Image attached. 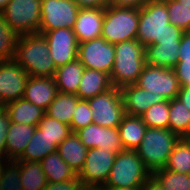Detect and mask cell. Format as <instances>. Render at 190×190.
<instances>
[{"label": "cell", "instance_id": "6da1fadb", "mask_svg": "<svg viewBox=\"0 0 190 190\" xmlns=\"http://www.w3.org/2000/svg\"><path fill=\"white\" fill-rule=\"evenodd\" d=\"M184 31L169 21L163 0H149L140 7L137 40L145 47L158 42H181Z\"/></svg>", "mask_w": 190, "mask_h": 190}, {"label": "cell", "instance_id": "7a4b0ae2", "mask_svg": "<svg viewBox=\"0 0 190 190\" xmlns=\"http://www.w3.org/2000/svg\"><path fill=\"white\" fill-rule=\"evenodd\" d=\"M13 60L32 77H54L57 69L42 33L19 35Z\"/></svg>", "mask_w": 190, "mask_h": 190}, {"label": "cell", "instance_id": "3957f363", "mask_svg": "<svg viewBox=\"0 0 190 190\" xmlns=\"http://www.w3.org/2000/svg\"><path fill=\"white\" fill-rule=\"evenodd\" d=\"M115 59L110 74L112 86L135 84L146 64L145 46L137 39L114 44Z\"/></svg>", "mask_w": 190, "mask_h": 190}, {"label": "cell", "instance_id": "277c9868", "mask_svg": "<svg viewBox=\"0 0 190 190\" xmlns=\"http://www.w3.org/2000/svg\"><path fill=\"white\" fill-rule=\"evenodd\" d=\"M180 138L170 129L147 128L135 151L152 174L166 166L169 155Z\"/></svg>", "mask_w": 190, "mask_h": 190}, {"label": "cell", "instance_id": "5b68a950", "mask_svg": "<svg viewBox=\"0 0 190 190\" xmlns=\"http://www.w3.org/2000/svg\"><path fill=\"white\" fill-rule=\"evenodd\" d=\"M151 175L135 150L124 149L116 154L114 164L104 186L132 189L141 188Z\"/></svg>", "mask_w": 190, "mask_h": 190}, {"label": "cell", "instance_id": "8992f818", "mask_svg": "<svg viewBox=\"0 0 190 190\" xmlns=\"http://www.w3.org/2000/svg\"><path fill=\"white\" fill-rule=\"evenodd\" d=\"M139 16L140 8L108 5L104 8L101 37L111 44L137 39Z\"/></svg>", "mask_w": 190, "mask_h": 190}, {"label": "cell", "instance_id": "52a82bcc", "mask_svg": "<svg viewBox=\"0 0 190 190\" xmlns=\"http://www.w3.org/2000/svg\"><path fill=\"white\" fill-rule=\"evenodd\" d=\"M41 5L42 0H10L1 13L18 35L39 33Z\"/></svg>", "mask_w": 190, "mask_h": 190}, {"label": "cell", "instance_id": "ba28073f", "mask_svg": "<svg viewBox=\"0 0 190 190\" xmlns=\"http://www.w3.org/2000/svg\"><path fill=\"white\" fill-rule=\"evenodd\" d=\"M94 124L106 128H118L126 115L120 88L111 89L88 99Z\"/></svg>", "mask_w": 190, "mask_h": 190}, {"label": "cell", "instance_id": "9c48e42d", "mask_svg": "<svg viewBox=\"0 0 190 190\" xmlns=\"http://www.w3.org/2000/svg\"><path fill=\"white\" fill-rule=\"evenodd\" d=\"M135 84L168 101L177 98L181 88L174 69L151 65L144 67Z\"/></svg>", "mask_w": 190, "mask_h": 190}, {"label": "cell", "instance_id": "30bf717a", "mask_svg": "<svg viewBox=\"0 0 190 190\" xmlns=\"http://www.w3.org/2000/svg\"><path fill=\"white\" fill-rule=\"evenodd\" d=\"M116 154L103 148L88 149L84 166L77 177L89 190L104 186L114 164Z\"/></svg>", "mask_w": 190, "mask_h": 190}, {"label": "cell", "instance_id": "8fae6325", "mask_svg": "<svg viewBox=\"0 0 190 190\" xmlns=\"http://www.w3.org/2000/svg\"><path fill=\"white\" fill-rule=\"evenodd\" d=\"M79 9L74 0H42L39 31L73 29Z\"/></svg>", "mask_w": 190, "mask_h": 190}, {"label": "cell", "instance_id": "7c38bea8", "mask_svg": "<svg viewBox=\"0 0 190 190\" xmlns=\"http://www.w3.org/2000/svg\"><path fill=\"white\" fill-rule=\"evenodd\" d=\"M77 59L87 69L110 75L115 59L114 44L107 42L103 37L79 43Z\"/></svg>", "mask_w": 190, "mask_h": 190}, {"label": "cell", "instance_id": "4fadbf2b", "mask_svg": "<svg viewBox=\"0 0 190 190\" xmlns=\"http://www.w3.org/2000/svg\"><path fill=\"white\" fill-rule=\"evenodd\" d=\"M29 77L13 59L0 61V107L23 98Z\"/></svg>", "mask_w": 190, "mask_h": 190}, {"label": "cell", "instance_id": "5bb4252c", "mask_svg": "<svg viewBox=\"0 0 190 190\" xmlns=\"http://www.w3.org/2000/svg\"><path fill=\"white\" fill-rule=\"evenodd\" d=\"M7 165L10 190H43L48 184L40 162L14 160Z\"/></svg>", "mask_w": 190, "mask_h": 190}, {"label": "cell", "instance_id": "9a60e30c", "mask_svg": "<svg viewBox=\"0 0 190 190\" xmlns=\"http://www.w3.org/2000/svg\"><path fill=\"white\" fill-rule=\"evenodd\" d=\"M42 33L50 49V58L58 68L77 59L78 41L71 28H59Z\"/></svg>", "mask_w": 190, "mask_h": 190}, {"label": "cell", "instance_id": "2e32d148", "mask_svg": "<svg viewBox=\"0 0 190 190\" xmlns=\"http://www.w3.org/2000/svg\"><path fill=\"white\" fill-rule=\"evenodd\" d=\"M104 8H80L73 31L78 43L101 37Z\"/></svg>", "mask_w": 190, "mask_h": 190}, {"label": "cell", "instance_id": "e0dca14e", "mask_svg": "<svg viewBox=\"0 0 190 190\" xmlns=\"http://www.w3.org/2000/svg\"><path fill=\"white\" fill-rule=\"evenodd\" d=\"M120 92L126 114L131 116L140 117L152 105L165 100L161 95H154L153 92L146 91L136 84L124 86L120 88Z\"/></svg>", "mask_w": 190, "mask_h": 190}, {"label": "cell", "instance_id": "ac0fdd59", "mask_svg": "<svg viewBox=\"0 0 190 190\" xmlns=\"http://www.w3.org/2000/svg\"><path fill=\"white\" fill-rule=\"evenodd\" d=\"M59 90L54 77L30 76L24 91L23 98L32 104L46 110L56 98Z\"/></svg>", "mask_w": 190, "mask_h": 190}, {"label": "cell", "instance_id": "d6986e66", "mask_svg": "<svg viewBox=\"0 0 190 190\" xmlns=\"http://www.w3.org/2000/svg\"><path fill=\"white\" fill-rule=\"evenodd\" d=\"M35 130V126L10 122L6 132V162H12L23 154Z\"/></svg>", "mask_w": 190, "mask_h": 190}, {"label": "cell", "instance_id": "ffe728a7", "mask_svg": "<svg viewBox=\"0 0 190 190\" xmlns=\"http://www.w3.org/2000/svg\"><path fill=\"white\" fill-rule=\"evenodd\" d=\"M10 122L35 126L45 115V110L31 102L20 98L3 106Z\"/></svg>", "mask_w": 190, "mask_h": 190}, {"label": "cell", "instance_id": "44dd1931", "mask_svg": "<svg viewBox=\"0 0 190 190\" xmlns=\"http://www.w3.org/2000/svg\"><path fill=\"white\" fill-rule=\"evenodd\" d=\"M181 42H158L145 47L146 64L173 69L178 62Z\"/></svg>", "mask_w": 190, "mask_h": 190}, {"label": "cell", "instance_id": "7402d4cb", "mask_svg": "<svg viewBox=\"0 0 190 190\" xmlns=\"http://www.w3.org/2000/svg\"><path fill=\"white\" fill-rule=\"evenodd\" d=\"M112 87L109 74L85 68L76 95L88 100Z\"/></svg>", "mask_w": 190, "mask_h": 190}, {"label": "cell", "instance_id": "603a6c76", "mask_svg": "<svg viewBox=\"0 0 190 190\" xmlns=\"http://www.w3.org/2000/svg\"><path fill=\"white\" fill-rule=\"evenodd\" d=\"M57 152L70 166L76 175L82 170L88 149L81 142L76 133H71L57 146Z\"/></svg>", "mask_w": 190, "mask_h": 190}, {"label": "cell", "instance_id": "cb8c5ba5", "mask_svg": "<svg viewBox=\"0 0 190 190\" xmlns=\"http://www.w3.org/2000/svg\"><path fill=\"white\" fill-rule=\"evenodd\" d=\"M84 70L78 59L58 67L54 79L59 92L76 95Z\"/></svg>", "mask_w": 190, "mask_h": 190}, {"label": "cell", "instance_id": "d4e9b609", "mask_svg": "<svg viewBox=\"0 0 190 190\" xmlns=\"http://www.w3.org/2000/svg\"><path fill=\"white\" fill-rule=\"evenodd\" d=\"M147 128L141 117L126 114L118 126L124 149L135 150L140 145Z\"/></svg>", "mask_w": 190, "mask_h": 190}, {"label": "cell", "instance_id": "484cf974", "mask_svg": "<svg viewBox=\"0 0 190 190\" xmlns=\"http://www.w3.org/2000/svg\"><path fill=\"white\" fill-rule=\"evenodd\" d=\"M40 164L48 182L59 183L77 178L75 172L63 160L57 151L47 155L40 161Z\"/></svg>", "mask_w": 190, "mask_h": 190}, {"label": "cell", "instance_id": "4316f807", "mask_svg": "<svg viewBox=\"0 0 190 190\" xmlns=\"http://www.w3.org/2000/svg\"><path fill=\"white\" fill-rule=\"evenodd\" d=\"M57 151V145L36 127L32 139L27 144L23 154L16 160L40 162L47 155Z\"/></svg>", "mask_w": 190, "mask_h": 190}, {"label": "cell", "instance_id": "83f0119b", "mask_svg": "<svg viewBox=\"0 0 190 190\" xmlns=\"http://www.w3.org/2000/svg\"><path fill=\"white\" fill-rule=\"evenodd\" d=\"M79 99L75 94L59 92L45 110V114L59 122L70 125Z\"/></svg>", "mask_w": 190, "mask_h": 190}, {"label": "cell", "instance_id": "f1b7e54d", "mask_svg": "<svg viewBox=\"0 0 190 190\" xmlns=\"http://www.w3.org/2000/svg\"><path fill=\"white\" fill-rule=\"evenodd\" d=\"M169 129L182 138L190 135V111L177 98L169 101Z\"/></svg>", "mask_w": 190, "mask_h": 190}, {"label": "cell", "instance_id": "f546056e", "mask_svg": "<svg viewBox=\"0 0 190 190\" xmlns=\"http://www.w3.org/2000/svg\"><path fill=\"white\" fill-rule=\"evenodd\" d=\"M164 168L179 174H190V141L186 137H181L175 144Z\"/></svg>", "mask_w": 190, "mask_h": 190}, {"label": "cell", "instance_id": "4dcf8cb0", "mask_svg": "<svg viewBox=\"0 0 190 190\" xmlns=\"http://www.w3.org/2000/svg\"><path fill=\"white\" fill-rule=\"evenodd\" d=\"M140 117L148 128L169 129V101L152 105Z\"/></svg>", "mask_w": 190, "mask_h": 190}, {"label": "cell", "instance_id": "1f68e13d", "mask_svg": "<svg viewBox=\"0 0 190 190\" xmlns=\"http://www.w3.org/2000/svg\"><path fill=\"white\" fill-rule=\"evenodd\" d=\"M37 128L57 146L72 133L70 125L59 122L46 114L37 125Z\"/></svg>", "mask_w": 190, "mask_h": 190}, {"label": "cell", "instance_id": "d6a6232c", "mask_svg": "<svg viewBox=\"0 0 190 190\" xmlns=\"http://www.w3.org/2000/svg\"><path fill=\"white\" fill-rule=\"evenodd\" d=\"M152 175L164 190H190V174H179L163 168Z\"/></svg>", "mask_w": 190, "mask_h": 190}, {"label": "cell", "instance_id": "836d02e7", "mask_svg": "<svg viewBox=\"0 0 190 190\" xmlns=\"http://www.w3.org/2000/svg\"><path fill=\"white\" fill-rule=\"evenodd\" d=\"M18 37L19 35L9 27L0 12V61L13 59Z\"/></svg>", "mask_w": 190, "mask_h": 190}, {"label": "cell", "instance_id": "e575fe53", "mask_svg": "<svg viewBox=\"0 0 190 190\" xmlns=\"http://www.w3.org/2000/svg\"><path fill=\"white\" fill-rule=\"evenodd\" d=\"M169 13V21L184 32L190 31V6L177 0H163Z\"/></svg>", "mask_w": 190, "mask_h": 190}, {"label": "cell", "instance_id": "d590c367", "mask_svg": "<svg viewBox=\"0 0 190 190\" xmlns=\"http://www.w3.org/2000/svg\"><path fill=\"white\" fill-rule=\"evenodd\" d=\"M98 148L109 150L114 154L123 151L118 128H106L99 125Z\"/></svg>", "mask_w": 190, "mask_h": 190}, {"label": "cell", "instance_id": "8d00e7d4", "mask_svg": "<svg viewBox=\"0 0 190 190\" xmlns=\"http://www.w3.org/2000/svg\"><path fill=\"white\" fill-rule=\"evenodd\" d=\"M93 123L91 107L88 100L79 99L70 124L72 133Z\"/></svg>", "mask_w": 190, "mask_h": 190}, {"label": "cell", "instance_id": "74e56055", "mask_svg": "<svg viewBox=\"0 0 190 190\" xmlns=\"http://www.w3.org/2000/svg\"><path fill=\"white\" fill-rule=\"evenodd\" d=\"M75 133L87 149L98 148L99 125L93 123Z\"/></svg>", "mask_w": 190, "mask_h": 190}, {"label": "cell", "instance_id": "f35d334b", "mask_svg": "<svg viewBox=\"0 0 190 190\" xmlns=\"http://www.w3.org/2000/svg\"><path fill=\"white\" fill-rule=\"evenodd\" d=\"M43 190H89L84 183L77 177L73 180L63 182H48Z\"/></svg>", "mask_w": 190, "mask_h": 190}, {"label": "cell", "instance_id": "ab89813d", "mask_svg": "<svg viewBox=\"0 0 190 190\" xmlns=\"http://www.w3.org/2000/svg\"><path fill=\"white\" fill-rule=\"evenodd\" d=\"M10 120L3 107H0V158L6 160V132Z\"/></svg>", "mask_w": 190, "mask_h": 190}, {"label": "cell", "instance_id": "60d3db41", "mask_svg": "<svg viewBox=\"0 0 190 190\" xmlns=\"http://www.w3.org/2000/svg\"><path fill=\"white\" fill-rule=\"evenodd\" d=\"M173 69L180 86L190 87V60L178 61Z\"/></svg>", "mask_w": 190, "mask_h": 190}, {"label": "cell", "instance_id": "b9f144b4", "mask_svg": "<svg viewBox=\"0 0 190 190\" xmlns=\"http://www.w3.org/2000/svg\"><path fill=\"white\" fill-rule=\"evenodd\" d=\"M190 60V31L184 32L178 53V61Z\"/></svg>", "mask_w": 190, "mask_h": 190}, {"label": "cell", "instance_id": "7bdbcfd3", "mask_svg": "<svg viewBox=\"0 0 190 190\" xmlns=\"http://www.w3.org/2000/svg\"><path fill=\"white\" fill-rule=\"evenodd\" d=\"M5 161V162H4ZM8 162L0 158V190H10Z\"/></svg>", "mask_w": 190, "mask_h": 190}, {"label": "cell", "instance_id": "ee69618b", "mask_svg": "<svg viewBox=\"0 0 190 190\" xmlns=\"http://www.w3.org/2000/svg\"><path fill=\"white\" fill-rule=\"evenodd\" d=\"M149 0H108V5L113 7H142Z\"/></svg>", "mask_w": 190, "mask_h": 190}, {"label": "cell", "instance_id": "f6af8a7d", "mask_svg": "<svg viewBox=\"0 0 190 190\" xmlns=\"http://www.w3.org/2000/svg\"><path fill=\"white\" fill-rule=\"evenodd\" d=\"M80 8H105L108 0H74Z\"/></svg>", "mask_w": 190, "mask_h": 190}, {"label": "cell", "instance_id": "bcb514c9", "mask_svg": "<svg viewBox=\"0 0 190 190\" xmlns=\"http://www.w3.org/2000/svg\"><path fill=\"white\" fill-rule=\"evenodd\" d=\"M141 190H164L158 180L151 174L142 184Z\"/></svg>", "mask_w": 190, "mask_h": 190}, {"label": "cell", "instance_id": "7dc6e473", "mask_svg": "<svg viewBox=\"0 0 190 190\" xmlns=\"http://www.w3.org/2000/svg\"><path fill=\"white\" fill-rule=\"evenodd\" d=\"M177 99L190 111V87L181 86Z\"/></svg>", "mask_w": 190, "mask_h": 190}, {"label": "cell", "instance_id": "c3c4849f", "mask_svg": "<svg viewBox=\"0 0 190 190\" xmlns=\"http://www.w3.org/2000/svg\"><path fill=\"white\" fill-rule=\"evenodd\" d=\"M95 190H141L140 188H132V189H123V188H114L111 186H100Z\"/></svg>", "mask_w": 190, "mask_h": 190}, {"label": "cell", "instance_id": "681fc988", "mask_svg": "<svg viewBox=\"0 0 190 190\" xmlns=\"http://www.w3.org/2000/svg\"><path fill=\"white\" fill-rule=\"evenodd\" d=\"M10 0H0V12L7 6Z\"/></svg>", "mask_w": 190, "mask_h": 190}, {"label": "cell", "instance_id": "f907efd6", "mask_svg": "<svg viewBox=\"0 0 190 190\" xmlns=\"http://www.w3.org/2000/svg\"><path fill=\"white\" fill-rule=\"evenodd\" d=\"M177 1L186 5V6H190V0H177Z\"/></svg>", "mask_w": 190, "mask_h": 190}]
</instances>
